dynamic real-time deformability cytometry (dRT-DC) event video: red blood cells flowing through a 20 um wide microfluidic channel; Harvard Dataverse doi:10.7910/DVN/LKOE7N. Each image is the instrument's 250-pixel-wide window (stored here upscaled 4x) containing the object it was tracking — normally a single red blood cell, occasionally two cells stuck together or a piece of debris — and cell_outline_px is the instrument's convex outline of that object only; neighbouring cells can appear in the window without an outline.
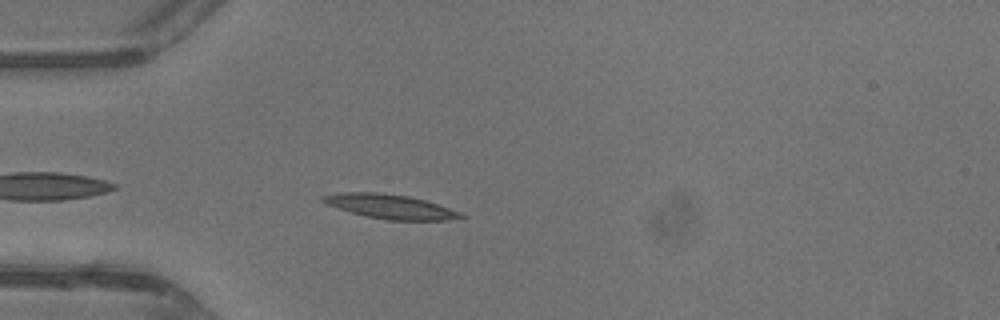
{"species": "common noctule bat (a hibernating species)", "species_latin": "Nyctalus noctula", "temperature_condition": "warm", "stored_images_in_passage": 28, "camera_frame_rate_fps": 3000, "um_per_image_px": 0.085, "animal": {"sex": "male", "body_mass_g": 13.3}, "frame": {"image": 1, "passage_image": 3, "time_ms": 0.667, "image_size_px": [1000, 320], "cell_outline_px": [[468, 216], [448, 220], [388, 220], [364, 216], [328, 204], [320, 200], [320, 196], [340, 192], [380, 192], [408, 196], [424, 200], [460, 212]], "centroid_in_image_um": [33.16, 17.55], "position_along_channel_um": 51.8, "area_um2": 19.36}}
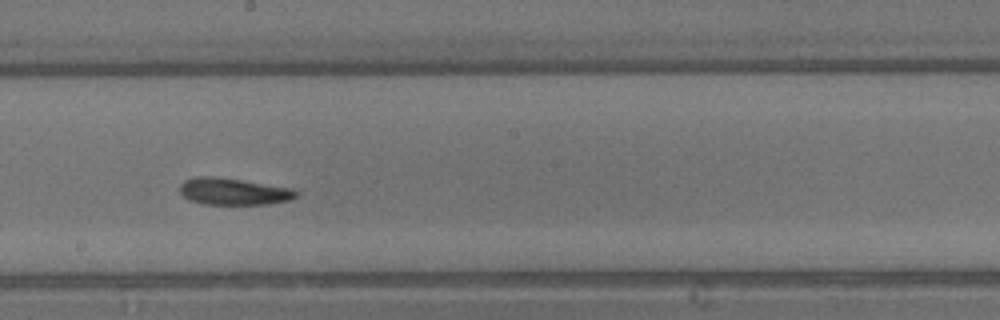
{"frame": {"image": 2, "passage_image": 15, "time_ms": 4.667, "image_size_px": [1000, 320], "cell_outline_px": [[300, 192], [296, 196], [288, 200], [268, 204], [204, 204], [188, 200], [180, 192], [180, 184], [184, 180], [196, 176], [212, 176], [240, 180], [292, 188]], "centroid_in_image_um": [19.82, 16.27], "position_along_channel_um": 228.4, "area_um2": 18.09}}
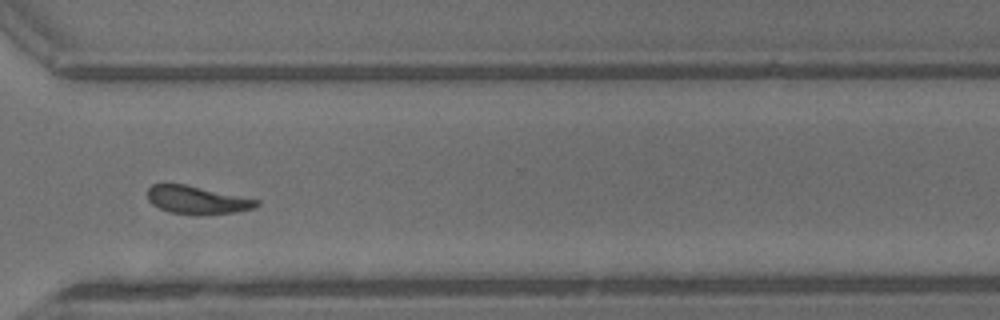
{"frame": {"image": 3, "passage_image": 23, "time_ms": 7.333, "image_size_px": [1000, 320], "cell_outline_px": [[260, 204], [256, 208], [236, 212], [168, 212], [152, 204], [148, 200], [148, 188], [152, 184], [184, 184], [260, 200]], "centroid_in_image_um": [16.76, 16.96], "position_along_channel_um": 353.8, "area_um2": 16.99}, "authors_computed_cell_mechanics": {"area_um2": 18.4671, "velocity_mm_per_s": 4.7202, "shape_relaxation_time_tau1_ms": 3.4345, "shape_relaxation_time_tau2_ms": 3.2664, "deformation_change_tau1": 0.1336, "deformation_change_tau2": 0.1192}}